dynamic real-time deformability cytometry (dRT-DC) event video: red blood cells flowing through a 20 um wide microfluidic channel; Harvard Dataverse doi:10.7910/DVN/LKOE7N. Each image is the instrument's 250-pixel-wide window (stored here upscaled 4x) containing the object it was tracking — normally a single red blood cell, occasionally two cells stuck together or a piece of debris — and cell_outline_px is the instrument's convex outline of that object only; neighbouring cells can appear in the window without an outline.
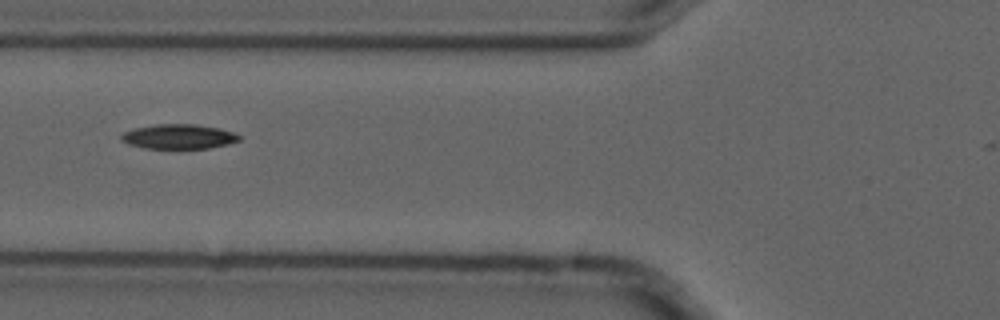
{"species": "common noctule bat (a hibernating species)", "species_latin": "Nyctalus noctula", "temperature_condition": "cold", "stored_images_in_passage": 5, "camera_frame_rate_fps": 3000, "um_per_image_px": 0.085, "animal": {"sex": "male", "forearm_length_mm": 52.5}, "frame": {"image": 1, "passage_image": 4, "time_ms": 1.0, "image_size_px": [1000, 320], "cell_outline_px": [[240, 140], [228, 144], [208, 148], [144, 148], [128, 144], [120, 140], [120, 136], [124, 132], [132, 128], [156, 124], [196, 124], [220, 128], [232, 132], [240, 136]], "centroid_in_image_um": [15.15, 11.6], "position_along_channel_um": 110.6, "area_um2": 16.99}}
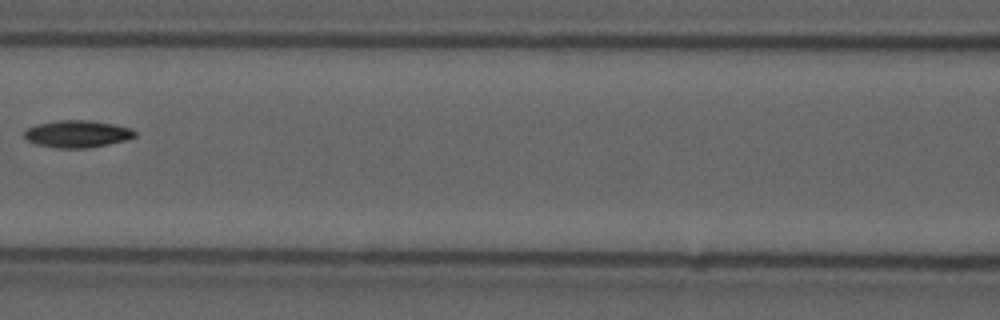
{"frame": {"image": 2, "passage_image": 5, "time_ms": 1.333, "image_size_px": [1000, 320], "cell_outline_px": [[136, 136], [124, 140], [108, 144], [88, 148], [56, 148], [36, 144], [28, 140], [24, 136], [24, 132], [28, 128], [36, 124], [60, 120], [88, 120], [116, 124], [132, 128], [136, 132]], "centroid_in_image_um": [6.58, 11.38], "position_along_channel_um": 160.0, "area_um2": 17.51}}